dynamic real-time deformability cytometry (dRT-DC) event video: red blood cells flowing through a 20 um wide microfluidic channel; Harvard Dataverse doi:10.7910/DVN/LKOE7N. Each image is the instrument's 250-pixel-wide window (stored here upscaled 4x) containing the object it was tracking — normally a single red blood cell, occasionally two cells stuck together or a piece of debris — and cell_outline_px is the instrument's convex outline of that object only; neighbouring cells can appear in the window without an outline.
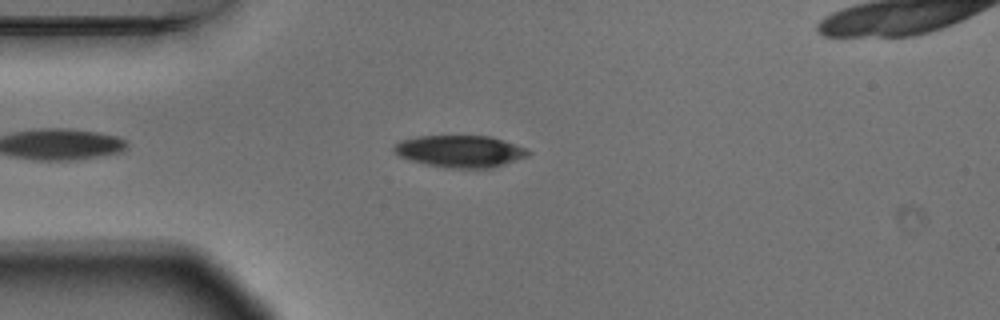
{"species": "Egyptian fruit bat (a non-hibernating species)", "species_latin": "Rousettus aegyptiacus", "temperature_condition": "warm", "stored_images_in_passage": 4, "camera_frame_rate_fps": 3000, "um_per_image_px": 0.085, "animal": {"sex": "male"}, "frame": {"image": 1, "passage_image": 3, "time_ms": 0.667, "image_size_px": [1000, 320], "cell_outline_px": [[532, 152], [528, 156], [492, 168], [452, 168], [428, 164], [412, 160], [400, 156], [392, 148], [400, 140], [416, 136], [488, 136], [524, 148]], "centroid_in_image_um": [39.09, 12.86], "position_along_channel_um": 45.9, "area_um2": 24.51}}